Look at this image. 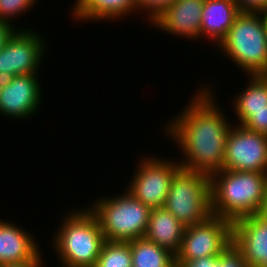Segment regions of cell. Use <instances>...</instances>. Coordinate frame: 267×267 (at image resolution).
I'll return each mask as SVG.
<instances>
[{"label": "cell", "instance_id": "cell-24", "mask_svg": "<svg viewBox=\"0 0 267 267\" xmlns=\"http://www.w3.org/2000/svg\"><path fill=\"white\" fill-rule=\"evenodd\" d=\"M176 267H224V251L218 257L176 260Z\"/></svg>", "mask_w": 267, "mask_h": 267}, {"label": "cell", "instance_id": "cell-7", "mask_svg": "<svg viewBox=\"0 0 267 267\" xmlns=\"http://www.w3.org/2000/svg\"><path fill=\"white\" fill-rule=\"evenodd\" d=\"M144 157L137 165L127 191L144 205L152 208L163 207L168 195L174 174L181 168L179 160ZM149 157V158H147Z\"/></svg>", "mask_w": 267, "mask_h": 267}, {"label": "cell", "instance_id": "cell-1", "mask_svg": "<svg viewBox=\"0 0 267 267\" xmlns=\"http://www.w3.org/2000/svg\"><path fill=\"white\" fill-rule=\"evenodd\" d=\"M208 85L194 91L189 104L165 124L163 134L182 150V168L211 175L223 170L227 137L233 124L220 110L213 88Z\"/></svg>", "mask_w": 267, "mask_h": 267}, {"label": "cell", "instance_id": "cell-22", "mask_svg": "<svg viewBox=\"0 0 267 267\" xmlns=\"http://www.w3.org/2000/svg\"><path fill=\"white\" fill-rule=\"evenodd\" d=\"M38 0H0V20L9 22L12 25L14 19L17 16L23 15L28 10H32L33 5H35ZM12 21V23H11Z\"/></svg>", "mask_w": 267, "mask_h": 267}, {"label": "cell", "instance_id": "cell-9", "mask_svg": "<svg viewBox=\"0 0 267 267\" xmlns=\"http://www.w3.org/2000/svg\"><path fill=\"white\" fill-rule=\"evenodd\" d=\"M232 242V222L211 215L202 223L185 227L176 260L218 257Z\"/></svg>", "mask_w": 267, "mask_h": 267}, {"label": "cell", "instance_id": "cell-19", "mask_svg": "<svg viewBox=\"0 0 267 267\" xmlns=\"http://www.w3.org/2000/svg\"><path fill=\"white\" fill-rule=\"evenodd\" d=\"M245 89L232 101L233 110L267 109V75H248Z\"/></svg>", "mask_w": 267, "mask_h": 267}, {"label": "cell", "instance_id": "cell-2", "mask_svg": "<svg viewBox=\"0 0 267 267\" xmlns=\"http://www.w3.org/2000/svg\"><path fill=\"white\" fill-rule=\"evenodd\" d=\"M211 213L230 220L254 216L267 203V173L220 170L210 175Z\"/></svg>", "mask_w": 267, "mask_h": 267}, {"label": "cell", "instance_id": "cell-3", "mask_svg": "<svg viewBox=\"0 0 267 267\" xmlns=\"http://www.w3.org/2000/svg\"><path fill=\"white\" fill-rule=\"evenodd\" d=\"M63 218L51 243L61 267H95L105 242L97 217L88 207H80Z\"/></svg>", "mask_w": 267, "mask_h": 267}, {"label": "cell", "instance_id": "cell-4", "mask_svg": "<svg viewBox=\"0 0 267 267\" xmlns=\"http://www.w3.org/2000/svg\"><path fill=\"white\" fill-rule=\"evenodd\" d=\"M217 47L218 52L246 72V76L267 75L265 13L241 12Z\"/></svg>", "mask_w": 267, "mask_h": 267}, {"label": "cell", "instance_id": "cell-20", "mask_svg": "<svg viewBox=\"0 0 267 267\" xmlns=\"http://www.w3.org/2000/svg\"><path fill=\"white\" fill-rule=\"evenodd\" d=\"M95 267H132L130 243L105 240Z\"/></svg>", "mask_w": 267, "mask_h": 267}, {"label": "cell", "instance_id": "cell-25", "mask_svg": "<svg viewBox=\"0 0 267 267\" xmlns=\"http://www.w3.org/2000/svg\"><path fill=\"white\" fill-rule=\"evenodd\" d=\"M224 267H249L243 253L233 242L224 250Z\"/></svg>", "mask_w": 267, "mask_h": 267}, {"label": "cell", "instance_id": "cell-8", "mask_svg": "<svg viewBox=\"0 0 267 267\" xmlns=\"http://www.w3.org/2000/svg\"><path fill=\"white\" fill-rule=\"evenodd\" d=\"M18 29L20 28L16 27L0 50V81L17 75L38 73L44 53H48L45 45L47 42L36 29Z\"/></svg>", "mask_w": 267, "mask_h": 267}, {"label": "cell", "instance_id": "cell-14", "mask_svg": "<svg viewBox=\"0 0 267 267\" xmlns=\"http://www.w3.org/2000/svg\"><path fill=\"white\" fill-rule=\"evenodd\" d=\"M234 0H204L200 40L208 39L217 47L240 14Z\"/></svg>", "mask_w": 267, "mask_h": 267}, {"label": "cell", "instance_id": "cell-28", "mask_svg": "<svg viewBox=\"0 0 267 267\" xmlns=\"http://www.w3.org/2000/svg\"><path fill=\"white\" fill-rule=\"evenodd\" d=\"M41 251L29 261L21 262V263H11V264H0V267H44L42 260Z\"/></svg>", "mask_w": 267, "mask_h": 267}, {"label": "cell", "instance_id": "cell-16", "mask_svg": "<svg viewBox=\"0 0 267 267\" xmlns=\"http://www.w3.org/2000/svg\"><path fill=\"white\" fill-rule=\"evenodd\" d=\"M184 230L185 226L164 207L152 208L144 237L176 256Z\"/></svg>", "mask_w": 267, "mask_h": 267}, {"label": "cell", "instance_id": "cell-12", "mask_svg": "<svg viewBox=\"0 0 267 267\" xmlns=\"http://www.w3.org/2000/svg\"><path fill=\"white\" fill-rule=\"evenodd\" d=\"M232 242L243 253L249 267H267V224L257 215L232 223Z\"/></svg>", "mask_w": 267, "mask_h": 267}, {"label": "cell", "instance_id": "cell-26", "mask_svg": "<svg viewBox=\"0 0 267 267\" xmlns=\"http://www.w3.org/2000/svg\"><path fill=\"white\" fill-rule=\"evenodd\" d=\"M240 12L265 13L267 0H234Z\"/></svg>", "mask_w": 267, "mask_h": 267}, {"label": "cell", "instance_id": "cell-21", "mask_svg": "<svg viewBox=\"0 0 267 267\" xmlns=\"http://www.w3.org/2000/svg\"><path fill=\"white\" fill-rule=\"evenodd\" d=\"M238 125L267 136V109L234 110Z\"/></svg>", "mask_w": 267, "mask_h": 267}, {"label": "cell", "instance_id": "cell-18", "mask_svg": "<svg viewBox=\"0 0 267 267\" xmlns=\"http://www.w3.org/2000/svg\"><path fill=\"white\" fill-rule=\"evenodd\" d=\"M132 267H176V257L145 237L129 242Z\"/></svg>", "mask_w": 267, "mask_h": 267}, {"label": "cell", "instance_id": "cell-23", "mask_svg": "<svg viewBox=\"0 0 267 267\" xmlns=\"http://www.w3.org/2000/svg\"><path fill=\"white\" fill-rule=\"evenodd\" d=\"M177 0H135V7L137 12H142L143 10L147 14L146 21L153 24L155 20L158 19L171 5H173ZM148 12V13H147Z\"/></svg>", "mask_w": 267, "mask_h": 267}, {"label": "cell", "instance_id": "cell-6", "mask_svg": "<svg viewBox=\"0 0 267 267\" xmlns=\"http://www.w3.org/2000/svg\"><path fill=\"white\" fill-rule=\"evenodd\" d=\"M185 227L211 215L210 175L180 168L173 176L163 206Z\"/></svg>", "mask_w": 267, "mask_h": 267}, {"label": "cell", "instance_id": "cell-27", "mask_svg": "<svg viewBox=\"0 0 267 267\" xmlns=\"http://www.w3.org/2000/svg\"><path fill=\"white\" fill-rule=\"evenodd\" d=\"M16 26L7 21L0 20V50L5 46L9 37L14 33Z\"/></svg>", "mask_w": 267, "mask_h": 267}, {"label": "cell", "instance_id": "cell-10", "mask_svg": "<svg viewBox=\"0 0 267 267\" xmlns=\"http://www.w3.org/2000/svg\"><path fill=\"white\" fill-rule=\"evenodd\" d=\"M224 170L267 173V136L232 125L226 142Z\"/></svg>", "mask_w": 267, "mask_h": 267}, {"label": "cell", "instance_id": "cell-29", "mask_svg": "<svg viewBox=\"0 0 267 267\" xmlns=\"http://www.w3.org/2000/svg\"><path fill=\"white\" fill-rule=\"evenodd\" d=\"M257 216L265 223L267 224V203L260 209V211L257 213Z\"/></svg>", "mask_w": 267, "mask_h": 267}, {"label": "cell", "instance_id": "cell-5", "mask_svg": "<svg viewBox=\"0 0 267 267\" xmlns=\"http://www.w3.org/2000/svg\"><path fill=\"white\" fill-rule=\"evenodd\" d=\"M91 205L88 208L101 224L105 240L130 242L145 236L151 208L127 190L94 200Z\"/></svg>", "mask_w": 267, "mask_h": 267}, {"label": "cell", "instance_id": "cell-13", "mask_svg": "<svg viewBox=\"0 0 267 267\" xmlns=\"http://www.w3.org/2000/svg\"><path fill=\"white\" fill-rule=\"evenodd\" d=\"M203 5L204 0H177L152 26L189 41L199 40Z\"/></svg>", "mask_w": 267, "mask_h": 267}, {"label": "cell", "instance_id": "cell-15", "mask_svg": "<svg viewBox=\"0 0 267 267\" xmlns=\"http://www.w3.org/2000/svg\"><path fill=\"white\" fill-rule=\"evenodd\" d=\"M17 226L0 220V264L29 261L40 252L36 238Z\"/></svg>", "mask_w": 267, "mask_h": 267}, {"label": "cell", "instance_id": "cell-17", "mask_svg": "<svg viewBox=\"0 0 267 267\" xmlns=\"http://www.w3.org/2000/svg\"><path fill=\"white\" fill-rule=\"evenodd\" d=\"M74 2L73 8L70 9L71 16L83 23L106 21V19L115 22V19L119 20L137 12L135 0H75Z\"/></svg>", "mask_w": 267, "mask_h": 267}, {"label": "cell", "instance_id": "cell-11", "mask_svg": "<svg viewBox=\"0 0 267 267\" xmlns=\"http://www.w3.org/2000/svg\"><path fill=\"white\" fill-rule=\"evenodd\" d=\"M38 76V73L24 74L0 81L1 116L26 120L39 112L43 91Z\"/></svg>", "mask_w": 267, "mask_h": 267}]
</instances>
